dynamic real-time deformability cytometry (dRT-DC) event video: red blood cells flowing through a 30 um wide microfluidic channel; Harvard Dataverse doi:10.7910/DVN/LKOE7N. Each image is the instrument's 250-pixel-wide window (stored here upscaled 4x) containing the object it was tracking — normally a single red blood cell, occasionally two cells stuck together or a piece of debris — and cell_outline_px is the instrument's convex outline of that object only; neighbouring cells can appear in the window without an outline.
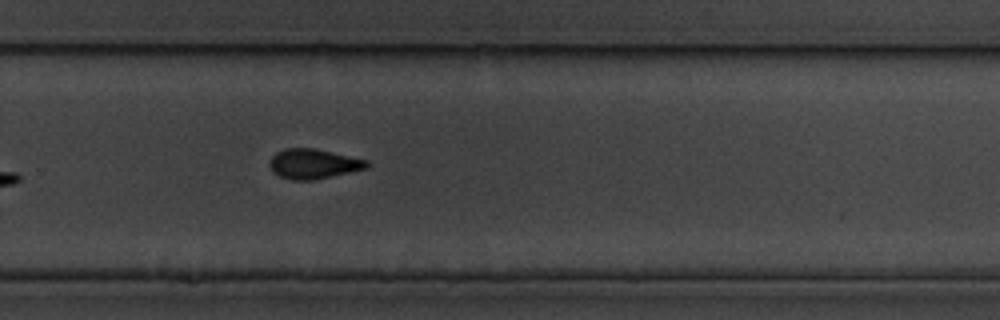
{"species": "common noctule bat (a hibernating species)", "species_latin": "Nyctalus noctula", "temperature_condition": "cold", "stored_images_in_passage": 10, "camera_frame_rate_fps": 3000, "um_per_image_px": 0.085, "animal": {"sex": "male", "body_mass_g": 19.5, "forearm_length_mm": 54.6}, "frame": {"image": 1, "passage_image": 10, "time_ms": 11.0, "image_size_px": [1000, 320], "cell_outline_px": [[368, 168], [316, 180], [292, 180], [280, 176], [272, 172], [268, 164], [272, 156], [276, 152], [284, 148], [316, 148], [368, 160]], "centroid_in_image_um": [26.63, 13.92], "position_along_channel_um": 303.2, "area_um2": 17.11}}